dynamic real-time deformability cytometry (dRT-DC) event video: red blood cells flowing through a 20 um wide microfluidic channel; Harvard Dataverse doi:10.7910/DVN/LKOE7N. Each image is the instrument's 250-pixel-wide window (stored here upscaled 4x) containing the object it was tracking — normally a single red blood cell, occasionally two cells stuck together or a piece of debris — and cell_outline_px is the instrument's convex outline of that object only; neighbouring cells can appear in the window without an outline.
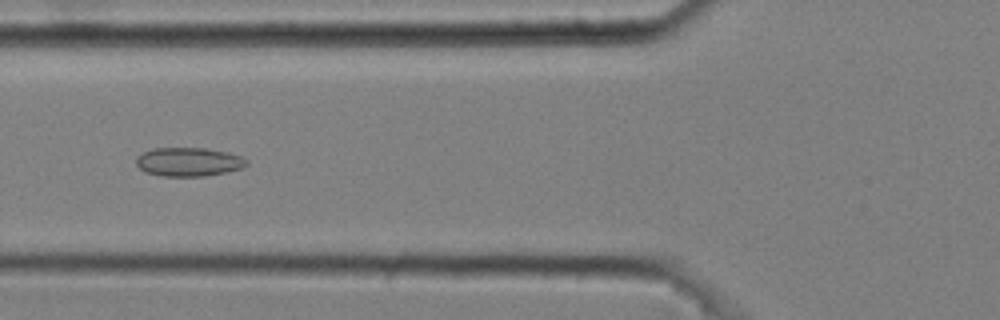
{"species": "common noctule bat (a hibernating species)", "species_latin": "Nyctalus noctula", "temperature_condition": "cold", "stored_images_in_passage": 8, "camera_frame_rate_fps": 3000, "um_per_image_px": 0.085, "animal": {"sex": "male", "body_mass_g": 20.4}, "frame": {"image": 1, "passage_image": 6, "time_ms": 1.667, "image_size_px": [1000, 320], "cell_outline_px": [[248, 164], [244, 168], [204, 176], [164, 176], [144, 172], [136, 164], [136, 156], [152, 148], [204, 148], [228, 152], [240, 156], [248, 160]], "centroid_in_image_um": [16.03, 13.75], "position_along_channel_um": 109.8, "area_um2": 18.55}}
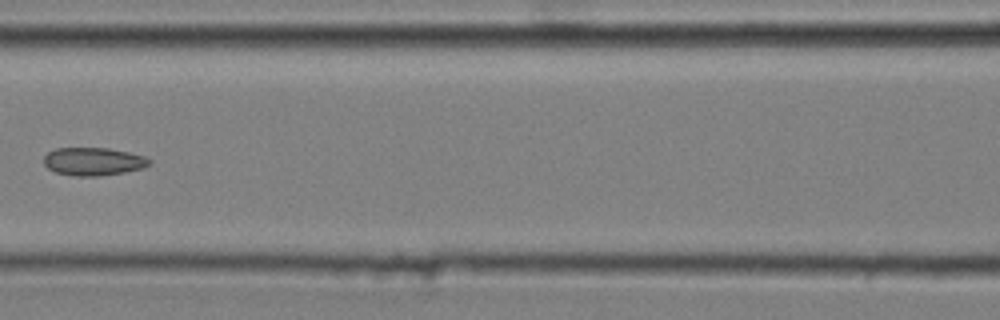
{"frame": {"image": 2, "passage_image": 7, "time_ms": 2.0, "image_size_px": [1000, 320], "cell_outline_px": [[152, 160], [144, 168], [124, 172], [96, 176], [72, 176], [56, 172], [48, 168], [44, 164], [44, 156], [48, 152], [56, 148], [108, 148], [128, 152], [144, 156]], "centroid_in_image_um": [7.92, 13.72], "position_along_channel_um": 158.7, "area_um2": 17.17}}
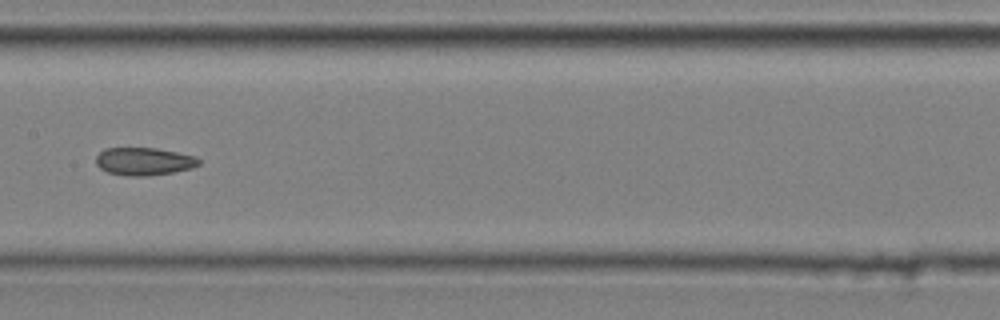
{"frame": {"image": 3, "passage_image": 8, "time_ms": 2.333, "image_size_px": [1000, 320], "cell_outline_px": [[200, 164], [192, 168], [172, 172], [148, 176], [128, 176], [108, 172], [100, 168], [96, 164], [96, 156], [104, 148], [156, 148], [196, 156], [200, 160]], "centroid_in_image_um": [12.24, 13.72], "position_along_channel_um": 195.2, "area_um2": 16.65}}